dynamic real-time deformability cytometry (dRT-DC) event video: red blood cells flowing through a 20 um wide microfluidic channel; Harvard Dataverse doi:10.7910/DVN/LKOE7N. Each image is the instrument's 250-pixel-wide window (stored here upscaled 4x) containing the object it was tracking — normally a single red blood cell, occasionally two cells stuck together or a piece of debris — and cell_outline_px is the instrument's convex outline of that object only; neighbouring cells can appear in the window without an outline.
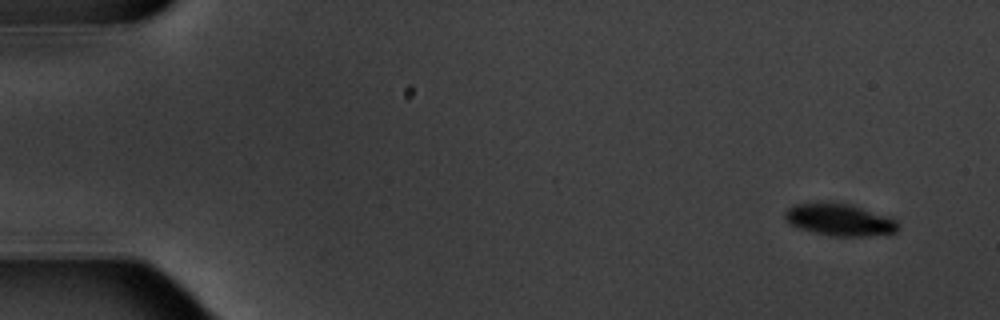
{"species": "common noctule bat (a hibernating species)", "species_latin": "Nyctalus noctula", "temperature_condition": "warm", "stored_images_in_passage": 5, "camera_frame_rate_fps": 3000, "um_per_image_px": 0.085, "animal": {"sex": "male", "body_mass_g": 20.1, "forearm_length_mm": 53.5}, "frame": {"image": 1, "passage_image": 1, "time_ms": 0.0, "image_size_px": [1000, 320], "cell_outline_px": [[900, 228], [896, 232], [888, 236], [832, 236], [800, 228], [784, 220], [784, 212], [788, 208], [796, 204], [828, 200], [852, 204], [888, 216], [896, 220], [900, 224]], "centroid_in_image_um": [71.43, 18.66], "position_along_channel_um": 13.6, "area_um2": 21.85}}
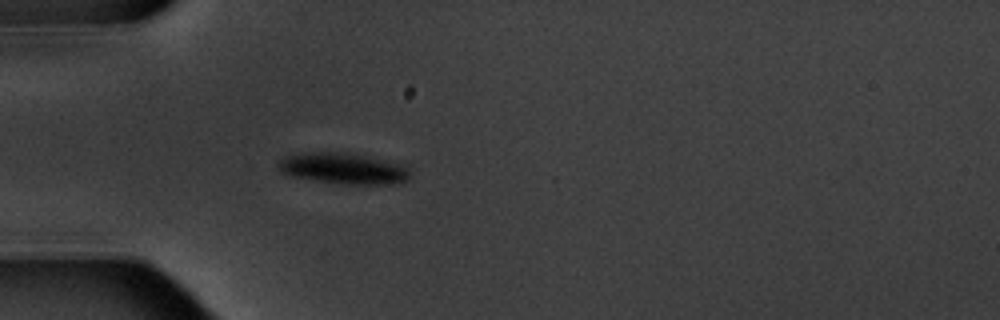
{"frame": {"image": 2, "passage_image": 5, "time_ms": 4.667, "image_size_px": [1000, 320], "cell_outline_px": [[412, 172], [408, 180], [392, 184], [340, 184], [288, 176], [280, 172], [276, 164], [284, 156], [304, 152], [344, 152], [368, 156], [408, 164]], "centroid_in_image_um": [29.22, 14.31], "position_along_channel_um": 55.8, "area_um2": 24.57}}